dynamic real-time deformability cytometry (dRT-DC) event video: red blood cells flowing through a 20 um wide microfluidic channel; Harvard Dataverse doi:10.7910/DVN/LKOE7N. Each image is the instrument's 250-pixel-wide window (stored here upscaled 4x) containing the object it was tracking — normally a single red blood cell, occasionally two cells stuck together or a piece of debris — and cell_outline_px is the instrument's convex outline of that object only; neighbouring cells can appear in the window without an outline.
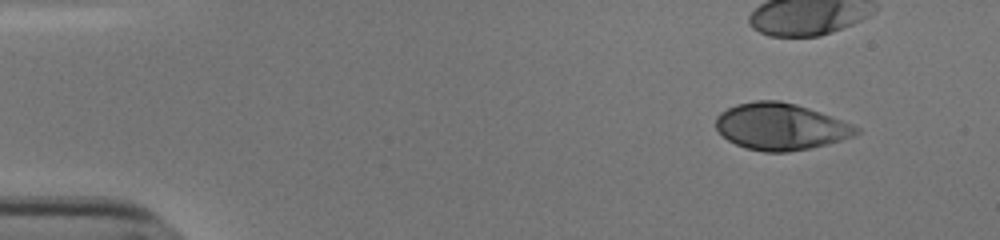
{"species": "human", "species_latin": "Homo sapiens", "temperature_condition": "cold", "stored_images_in_passage": 38, "camera_frame_rate_fps": 3000, "um_per_image_px": 0.085, "donor": {"sex": "male"}, "frame": {"image": 1, "passage_image": 1, "time_ms": 0.0, "image_size_px": [1000, 240], "cell_outline_px": [[860, 132], [852, 136], [840, 140], [812, 148], [788, 152], [764, 152], [748, 148], [736, 144], [728, 140], [716, 128], [716, 116], [720, 112], [736, 104], [756, 100], [780, 100], [796, 104], [820, 112], [852, 124], [860, 128]], "centroid_in_image_um": [66.34, 10.75], "position_along_channel_um": 18.7, "area_um2": 38.09}}